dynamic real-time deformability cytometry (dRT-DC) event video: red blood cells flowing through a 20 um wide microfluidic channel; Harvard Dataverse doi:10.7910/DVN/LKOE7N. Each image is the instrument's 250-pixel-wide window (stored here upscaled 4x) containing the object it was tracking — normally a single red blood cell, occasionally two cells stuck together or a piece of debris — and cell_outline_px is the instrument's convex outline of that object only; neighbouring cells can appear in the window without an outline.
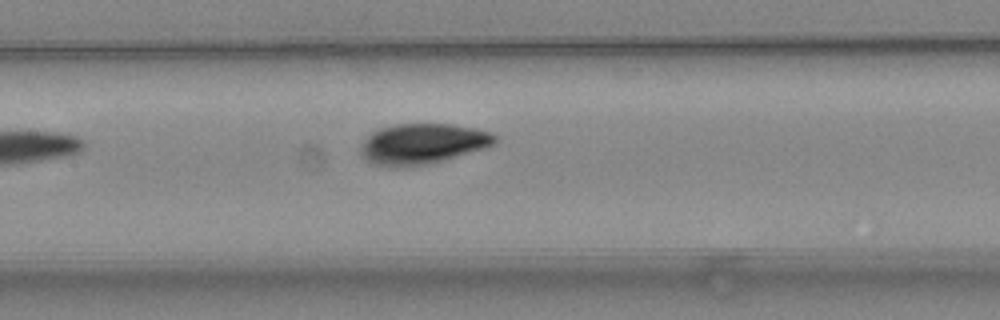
{"species": "common noctule bat (a hibernating species)", "species_latin": "Nyctalus noctula", "temperature_condition": "warm", "stored_images_in_passage": 5, "camera_frame_rate_fps": 3000, "um_per_image_px": 0.085, "animal": {"sex": "female", "body_mass_g": 24.6, "forearm_length_mm": 56.2}, "frame": {"image": 1, "passage_image": 5, "time_ms": 1.333, "image_size_px": [1000, 320], "cell_outline_px": [[496, 140], [492, 144], [484, 148], [444, 160], [404, 168], [392, 168], [372, 164], [360, 152], [360, 148], [368, 136], [372, 132], [380, 128], [396, 124], [452, 124], [492, 132], [496, 136]], "centroid_in_image_um": [35.89, 12.23], "position_along_channel_um": 171.5, "area_um2": 31.5}}